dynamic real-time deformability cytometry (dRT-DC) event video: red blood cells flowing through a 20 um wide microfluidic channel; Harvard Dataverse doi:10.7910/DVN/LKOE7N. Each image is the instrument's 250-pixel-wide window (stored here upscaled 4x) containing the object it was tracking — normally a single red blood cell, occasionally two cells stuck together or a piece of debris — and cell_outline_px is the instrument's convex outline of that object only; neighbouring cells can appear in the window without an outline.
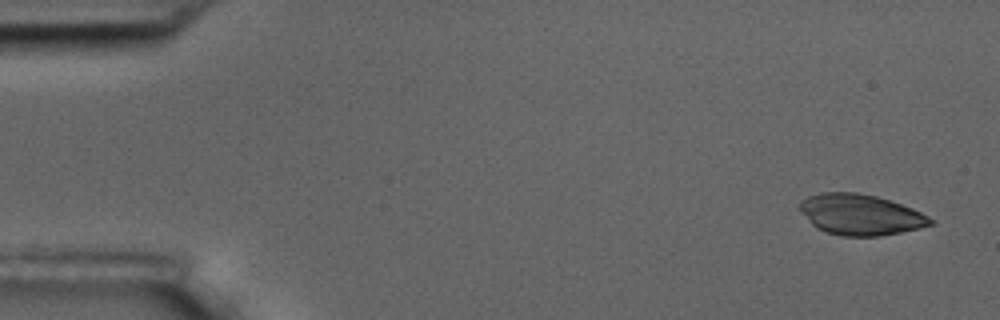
{"species": "common noctule bat (a hibernating species)", "species_latin": "Nyctalus noctula", "temperature_condition": "room temperature", "stored_images_in_passage": 4, "camera_frame_rate_fps": 3000, "um_per_image_px": 0.085, "animal": {"sex": "male", "body_mass_g": 17.5, "forearm_length_mm": 52.3}, "frame": {"image": 1, "passage_image": 1, "time_ms": 0.0, "image_size_px": [1000, 320], "cell_outline_px": [[936, 224], [920, 228], [880, 236], [840, 236], [816, 228], [812, 224], [800, 208], [800, 200], [808, 196], [820, 192], [856, 192], [876, 196], [912, 208], [936, 220]], "centroid_in_image_um": [73.17, 18.24], "position_along_channel_um": 11.8, "area_um2": 30.98}}
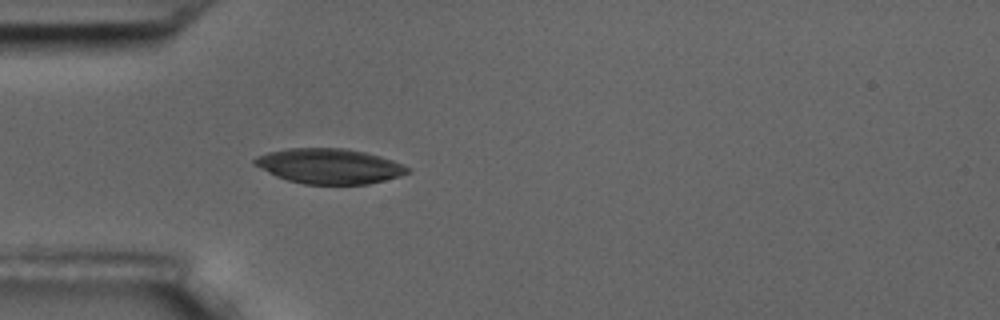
{"frame": {"image": 2, "passage_image": 4, "time_ms": 4.667, "image_size_px": [1000, 320], "cell_outline_px": [[412, 172], [384, 180], [368, 184], [304, 184], [288, 180], [276, 176], [252, 164], [252, 160], [256, 156], [268, 152], [288, 148], [344, 148], [364, 152], [380, 156], [404, 164], [412, 168]], "centroid_in_image_um": [27.99, 14.12], "position_along_channel_um": 57.0, "area_um2": 31.39}}